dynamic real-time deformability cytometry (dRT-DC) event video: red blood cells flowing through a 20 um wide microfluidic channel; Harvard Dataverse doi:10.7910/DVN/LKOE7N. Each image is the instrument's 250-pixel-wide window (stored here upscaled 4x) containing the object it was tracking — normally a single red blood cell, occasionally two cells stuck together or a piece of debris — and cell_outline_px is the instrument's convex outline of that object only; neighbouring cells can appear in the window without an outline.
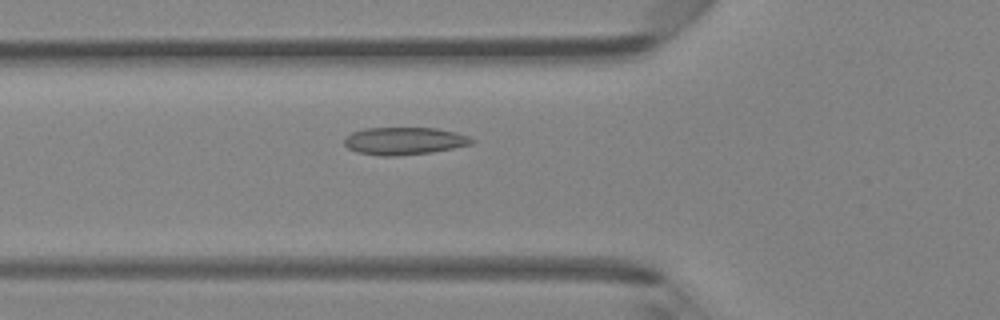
{"species": "Egyptian fruit bat (a non-hibernating species)", "species_latin": "Rousettus aegyptiacus", "temperature_condition": "room temperature", "stored_images_in_passage": 48, "camera_frame_rate_fps": 3000, "um_per_image_px": 0.085, "animal": {"sex": "female"}, "frame": {"image": 1, "passage_image": 18, "time_ms": 5.667, "image_size_px": [1000, 320], "cell_outline_px": [[476, 140], [472, 144], [432, 152], [396, 156], [380, 156], [356, 152], [348, 148], [344, 144], [344, 140], [352, 132], [364, 128], [436, 128], [456, 132], [468, 136]], "centroid_in_image_um": [34.36, 11.98], "position_along_channel_um": 91.4, "area_um2": 20.46}}
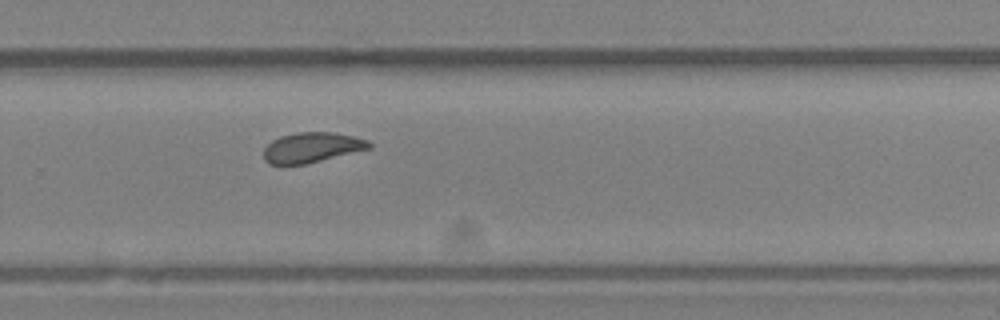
{"frame": {"image": 2, "passage_image": 33, "time_ms": 10.667, "image_size_px": [1000, 320], "cell_outline_px": [[372, 148], [304, 164], [268, 164], [264, 160], [264, 148], [272, 140], [280, 136], [296, 132], [332, 132], [352, 136], [368, 140], [372, 144]], "centroid_in_image_um": [26.5, 12.53], "position_along_channel_um": 303.3, "area_um2": 18.44}}
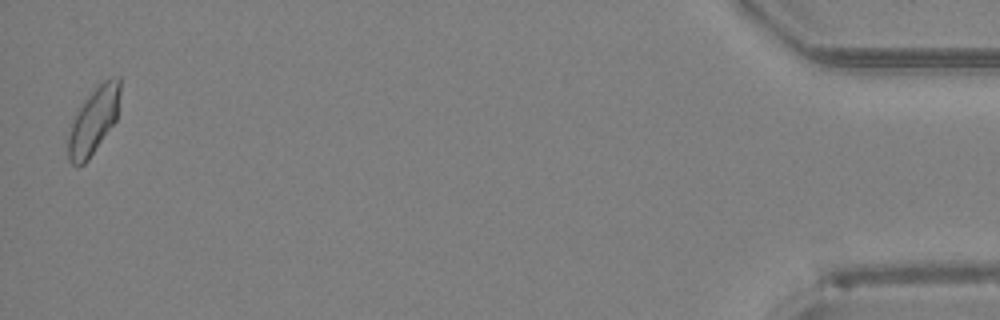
{"frame": {"image": 3, "passage_image": 48, "time_ms": 15.667, "image_size_px": [1000, 320], "cell_outline_px": [[120, 92], [116, 120], [88, 160], [84, 164], [76, 168], [68, 160], [68, 136], [72, 120], [76, 112], [84, 100], [108, 76], [120, 76]], "centroid_in_image_um": [7.94, 10.27], "position_along_channel_um": 427.3, "area_um2": 20.11}, "authors_computed_cell_mechanics": {"area_um2": 19.7098, "velocity_mm_per_s": 4.2569, "shape_relaxation_time_tau1_ms": 5.5932, "shape_relaxation_time_tau2_ms": 2.5183, "deformation_change_tau1": 0.1223, "deformation_change_tau2": 0.0847}}